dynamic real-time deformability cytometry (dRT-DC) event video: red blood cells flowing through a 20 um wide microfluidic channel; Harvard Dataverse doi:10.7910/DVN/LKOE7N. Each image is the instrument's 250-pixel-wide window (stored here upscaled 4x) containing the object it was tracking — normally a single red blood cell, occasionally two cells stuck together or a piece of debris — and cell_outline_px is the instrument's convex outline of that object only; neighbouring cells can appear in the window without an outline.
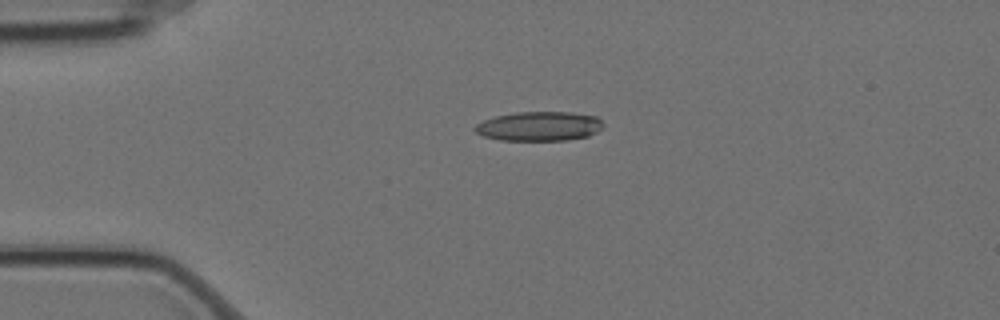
{"species": "Egyptian fruit bat (a non-hibernating species)", "species_latin": "Rousettus aegyptiacus", "temperature_condition": "cold", "stored_images_in_passage": 5, "camera_frame_rate_fps": 3000, "um_per_image_px": 0.085, "animal": {"sex": "female"}, "frame": {"image": 1, "passage_image": 4, "time_ms": 1.0, "image_size_px": [1000, 320], "cell_outline_px": [[604, 128], [588, 136], [568, 140], [500, 140], [484, 136], [476, 132], [472, 128], [476, 124], [484, 120], [496, 116], [516, 112], [572, 112], [596, 116], [604, 124]], "centroid_in_image_um": [45.85, 10.73], "position_along_channel_um": 39.1, "area_um2": 22.02}}